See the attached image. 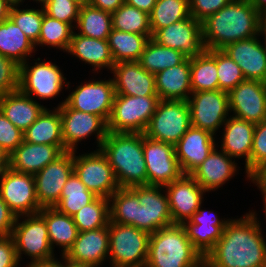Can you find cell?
<instances>
[{"instance_id": "1", "label": "cell", "mask_w": 266, "mask_h": 267, "mask_svg": "<svg viewBox=\"0 0 266 267\" xmlns=\"http://www.w3.org/2000/svg\"><path fill=\"white\" fill-rule=\"evenodd\" d=\"M255 212L230 219L214 248L204 257L206 267H265L266 242Z\"/></svg>"}, {"instance_id": "2", "label": "cell", "mask_w": 266, "mask_h": 267, "mask_svg": "<svg viewBox=\"0 0 266 267\" xmlns=\"http://www.w3.org/2000/svg\"><path fill=\"white\" fill-rule=\"evenodd\" d=\"M262 15L247 0H232L202 22L206 50L259 36Z\"/></svg>"}, {"instance_id": "3", "label": "cell", "mask_w": 266, "mask_h": 267, "mask_svg": "<svg viewBox=\"0 0 266 267\" xmlns=\"http://www.w3.org/2000/svg\"><path fill=\"white\" fill-rule=\"evenodd\" d=\"M120 188L147 185L143 133L108 132L100 147Z\"/></svg>"}, {"instance_id": "4", "label": "cell", "mask_w": 266, "mask_h": 267, "mask_svg": "<svg viewBox=\"0 0 266 267\" xmlns=\"http://www.w3.org/2000/svg\"><path fill=\"white\" fill-rule=\"evenodd\" d=\"M203 263L182 224H171L150 234L145 267H200Z\"/></svg>"}, {"instance_id": "5", "label": "cell", "mask_w": 266, "mask_h": 267, "mask_svg": "<svg viewBox=\"0 0 266 267\" xmlns=\"http://www.w3.org/2000/svg\"><path fill=\"white\" fill-rule=\"evenodd\" d=\"M159 101V96L116 94L107 121L108 132L144 133Z\"/></svg>"}, {"instance_id": "6", "label": "cell", "mask_w": 266, "mask_h": 267, "mask_svg": "<svg viewBox=\"0 0 266 267\" xmlns=\"http://www.w3.org/2000/svg\"><path fill=\"white\" fill-rule=\"evenodd\" d=\"M150 234L131 225L109 220L111 267H145Z\"/></svg>"}, {"instance_id": "7", "label": "cell", "mask_w": 266, "mask_h": 267, "mask_svg": "<svg viewBox=\"0 0 266 267\" xmlns=\"http://www.w3.org/2000/svg\"><path fill=\"white\" fill-rule=\"evenodd\" d=\"M190 127V107L187 101L160 100L144 135L175 145Z\"/></svg>"}, {"instance_id": "8", "label": "cell", "mask_w": 266, "mask_h": 267, "mask_svg": "<svg viewBox=\"0 0 266 267\" xmlns=\"http://www.w3.org/2000/svg\"><path fill=\"white\" fill-rule=\"evenodd\" d=\"M22 222L17 217L12 231L16 254L20 261L21 254L31 257L30 264L54 257L53 249L50 246L47 225L44 218L39 214L25 215ZM24 253H21V252Z\"/></svg>"}, {"instance_id": "9", "label": "cell", "mask_w": 266, "mask_h": 267, "mask_svg": "<svg viewBox=\"0 0 266 267\" xmlns=\"http://www.w3.org/2000/svg\"><path fill=\"white\" fill-rule=\"evenodd\" d=\"M73 151L74 172L89 191L96 196L110 198L120 188L113 168L100 149L76 156Z\"/></svg>"}, {"instance_id": "10", "label": "cell", "mask_w": 266, "mask_h": 267, "mask_svg": "<svg viewBox=\"0 0 266 267\" xmlns=\"http://www.w3.org/2000/svg\"><path fill=\"white\" fill-rule=\"evenodd\" d=\"M163 186L142 185L130 189L139 197L134 227L149 234L173 224L167 194H162Z\"/></svg>"}, {"instance_id": "11", "label": "cell", "mask_w": 266, "mask_h": 267, "mask_svg": "<svg viewBox=\"0 0 266 267\" xmlns=\"http://www.w3.org/2000/svg\"><path fill=\"white\" fill-rule=\"evenodd\" d=\"M0 197L16 217L36 214L42 209L36 197L34 175L31 174L10 168L1 172Z\"/></svg>"}, {"instance_id": "12", "label": "cell", "mask_w": 266, "mask_h": 267, "mask_svg": "<svg viewBox=\"0 0 266 267\" xmlns=\"http://www.w3.org/2000/svg\"><path fill=\"white\" fill-rule=\"evenodd\" d=\"M191 94L187 100L190 107L191 126L215 135L219 127L224 125L229 114L228 92L209 90Z\"/></svg>"}, {"instance_id": "13", "label": "cell", "mask_w": 266, "mask_h": 267, "mask_svg": "<svg viewBox=\"0 0 266 267\" xmlns=\"http://www.w3.org/2000/svg\"><path fill=\"white\" fill-rule=\"evenodd\" d=\"M65 151H75L77 143L92 133L97 134L100 149L108 134L107 122L100 116L72 109L65 101L59 104Z\"/></svg>"}, {"instance_id": "14", "label": "cell", "mask_w": 266, "mask_h": 267, "mask_svg": "<svg viewBox=\"0 0 266 267\" xmlns=\"http://www.w3.org/2000/svg\"><path fill=\"white\" fill-rule=\"evenodd\" d=\"M143 151L147 185L165 186L183 175L174 145L153 140L143 133Z\"/></svg>"}, {"instance_id": "15", "label": "cell", "mask_w": 266, "mask_h": 267, "mask_svg": "<svg viewBox=\"0 0 266 267\" xmlns=\"http://www.w3.org/2000/svg\"><path fill=\"white\" fill-rule=\"evenodd\" d=\"M73 172V151H65L34 175L36 197L42 208L55 206Z\"/></svg>"}, {"instance_id": "16", "label": "cell", "mask_w": 266, "mask_h": 267, "mask_svg": "<svg viewBox=\"0 0 266 267\" xmlns=\"http://www.w3.org/2000/svg\"><path fill=\"white\" fill-rule=\"evenodd\" d=\"M27 63L20 65L19 90L23 94L50 99L62 91L66 78L57 65L46 61L35 62L33 66Z\"/></svg>"}, {"instance_id": "17", "label": "cell", "mask_w": 266, "mask_h": 267, "mask_svg": "<svg viewBox=\"0 0 266 267\" xmlns=\"http://www.w3.org/2000/svg\"><path fill=\"white\" fill-rule=\"evenodd\" d=\"M116 92L113 79L88 81L79 85L65 102L72 108L81 112L90 113L109 120Z\"/></svg>"}, {"instance_id": "18", "label": "cell", "mask_w": 266, "mask_h": 267, "mask_svg": "<svg viewBox=\"0 0 266 267\" xmlns=\"http://www.w3.org/2000/svg\"><path fill=\"white\" fill-rule=\"evenodd\" d=\"M228 100L234 117L255 125L266 120V83L245 79L228 92Z\"/></svg>"}, {"instance_id": "19", "label": "cell", "mask_w": 266, "mask_h": 267, "mask_svg": "<svg viewBox=\"0 0 266 267\" xmlns=\"http://www.w3.org/2000/svg\"><path fill=\"white\" fill-rule=\"evenodd\" d=\"M152 39L162 46L179 50L188 58L198 56L205 50L202 23L192 16L158 29Z\"/></svg>"}, {"instance_id": "20", "label": "cell", "mask_w": 266, "mask_h": 267, "mask_svg": "<svg viewBox=\"0 0 266 267\" xmlns=\"http://www.w3.org/2000/svg\"><path fill=\"white\" fill-rule=\"evenodd\" d=\"M169 202L173 224H183L200 208L205 190L190 174L163 186Z\"/></svg>"}, {"instance_id": "21", "label": "cell", "mask_w": 266, "mask_h": 267, "mask_svg": "<svg viewBox=\"0 0 266 267\" xmlns=\"http://www.w3.org/2000/svg\"><path fill=\"white\" fill-rule=\"evenodd\" d=\"M257 37L230 43L221 50L237 63L246 80L266 83V51Z\"/></svg>"}, {"instance_id": "22", "label": "cell", "mask_w": 266, "mask_h": 267, "mask_svg": "<svg viewBox=\"0 0 266 267\" xmlns=\"http://www.w3.org/2000/svg\"><path fill=\"white\" fill-rule=\"evenodd\" d=\"M214 135L191 126L174 145L175 155L183 174H191L215 148Z\"/></svg>"}, {"instance_id": "23", "label": "cell", "mask_w": 266, "mask_h": 267, "mask_svg": "<svg viewBox=\"0 0 266 267\" xmlns=\"http://www.w3.org/2000/svg\"><path fill=\"white\" fill-rule=\"evenodd\" d=\"M113 81L118 95L158 96L155 75L143 69L139 61H122L113 66Z\"/></svg>"}, {"instance_id": "24", "label": "cell", "mask_w": 266, "mask_h": 267, "mask_svg": "<svg viewBox=\"0 0 266 267\" xmlns=\"http://www.w3.org/2000/svg\"><path fill=\"white\" fill-rule=\"evenodd\" d=\"M200 208L182 226L193 247L204 258L223 234L227 220L220 221L217 216Z\"/></svg>"}, {"instance_id": "25", "label": "cell", "mask_w": 266, "mask_h": 267, "mask_svg": "<svg viewBox=\"0 0 266 267\" xmlns=\"http://www.w3.org/2000/svg\"><path fill=\"white\" fill-rule=\"evenodd\" d=\"M76 263L99 266L109 256V223L103 228L79 232L72 247L64 255Z\"/></svg>"}, {"instance_id": "26", "label": "cell", "mask_w": 266, "mask_h": 267, "mask_svg": "<svg viewBox=\"0 0 266 267\" xmlns=\"http://www.w3.org/2000/svg\"><path fill=\"white\" fill-rule=\"evenodd\" d=\"M63 152L64 145L32 144L23 141L9 155V168L16 172L35 175Z\"/></svg>"}, {"instance_id": "27", "label": "cell", "mask_w": 266, "mask_h": 267, "mask_svg": "<svg viewBox=\"0 0 266 267\" xmlns=\"http://www.w3.org/2000/svg\"><path fill=\"white\" fill-rule=\"evenodd\" d=\"M224 151L215 148L208 157L190 174L206 191L220 188L229 181L237 171L235 161Z\"/></svg>"}, {"instance_id": "28", "label": "cell", "mask_w": 266, "mask_h": 267, "mask_svg": "<svg viewBox=\"0 0 266 267\" xmlns=\"http://www.w3.org/2000/svg\"><path fill=\"white\" fill-rule=\"evenodd\" d=\"M224 125L221 149L232 158H246L245 170L248 178L255 124L232 116Z\"/></svg>"}, {"instance_id": "29", "label": "cell", "mask_w": 266, "mask_h": 267, "mask_svg": "<svg viewBox=\"0 0 266 267\" xmlns=\"http://www.w3.org/2000/svg\"><path fill=\"white\" fill-rule=\"evenodd\" d=\"M190 58L155 74V87L160 100L187 101L192 93Z\"/></svg>"}, {"instance_id": "30", "label": "cell", "mask_w": 266, "mask_h": 267, "mask_svg": "<svg viewBox=\"0 0 266 267\" xmlns=\"http://www.w3.org/2000/svg\"><path fill=\"white\" fill-rule=\"evenodd\" d=\"M45 108L20 90L0 96L1 112L22 132L36 121Z\"/></svg>"}, {"instance_id": "31", "label": "cell", "mask_w": 266, "mask_h": 267, "mask_svg": "<svg viewBox=\"0 0 266 267\" xmlns=\"http://www.w3.org/2000/svg\"><path fill=\"white\" fill-rule=\"evenodd\" d=\"M67 52L94 66L95 71L103 67L112 71L115 65L107 40L87 37L74 31Z\"/></svg>"}, {"instance_id": "32", "label": "cell", "mask_w": 266, "mask_h": 267, "mask_svg": "<svg viewBox=\"0 0 266 267\" xmlns=\"http://www.w3.org/2000/svg\"><path fill=\"white\" fill-rule=\"evenodd\" d=\"M38 213L46 222L51 248L53 249L54 244L59 245L63 247L62 255H65L79 234L73 218L60 213L54 207H43Z\"/></svg>"}, {"instance_id": "33", "label": "cell", "mask_w": 266, "mask_h": 267, "mask_svg": "<svg viewBox=\"0 0 266 267\" xmlns=\"http://www.w3.org/2000/svg\"><path fill=\"white\" fill-rule=\"evenodd\" d=\"M23 138L32 144L64 145L59 107L54 111L45 108L23 132Z\"/></svg>"}, {"instance_id": "34", "label": "cell", "mask_w": 266, "mask_h": 267, "mask_svg": "<svg viewBox=\"0 0 266 267\" xmlns=\"http://www.w3.org/2000/svg\"><path fill=\"white\" fill-rule=\"evenodd\" d=\"M35 44L23 33L9 17L0 23V54L18 65L26 62Z\"/></svg>"}, {"instance_id": "35", "label": "cell", "mask_w": 266, "mask_h": 267, "mask_svg": "<svg viewBox=\"0 0 266 267\" xmlns=\"http://www.w3.org/2000/svg\"><path fill=\"white\" fill-rule=\"evenodd\" d=\"M192 92L219 90L217 76V49L204 50L190 58Z\"/></svg>"}, {"instance_id": "36", "label": "cell", "mask_w": 266, "mask_h": 267, "mask_svg": "<svg viewBox=\"0 0 266 267\" xmlns=\"http://www.w3.org/2000/svg\"><path fill=\"white\" fill-rule=\"evenodd\" d=\"M150 38L152 35H140L112 29L107 41L114 63L139 61Z\"/></svg>"}, {"instance_id": "37", "label": "cell", "mask_w": 266, "mask_h": 267, "mask_svg": "<svg viewBox=\"0 0 266 267\" xmlns=\"http://www.w3.org/2000/svg\"><path fill=\"white\" fill-rule=\"evenodd\" d=\"M75 28L80 29L77 34L107 40L112 31V13L103 11L84 1Z\"/></svg>"}, {"instance_id": "38", "label": "cell", "mask_w": 266, "mask_h": 267, "mask_svg": "<svg viewBox=\"0 0 266 267\" xmlns=\"http://www.w3.org/2000/svg\"><path fill=\"white\" fill-rule=\"evenodd\" d=\"M187 58L179 50L162 46L150 38L141 54L139 63L143 69L155 75L183 63Z\"/></svg>"}, {"instance_id": "39", "label": "cell", "mask_w": 266, "mask_h": 267, "mask_svg": "<svg viewBox=\"0 0 266 267\" xmlns=\"http://www.w3.org/2000/svg\"><path fill=\"white\" fill-rule=\"evenodd\" d=\"M97 196L87 189L84 183L73 172L63 187L59 201L54 208L60 213L73 216L82 207L91 203Z\"/></svg>"}, {"instance_id": "40", "label": "cell", "mask_w": 266, "mask_h": 267, "mask_svg": "<svg viewBox=\"0 0 266 267\" xmlns=\"http://www.w3.org/2000/svg\"><path fill=\"white\" fill-rule=\"evenodd\" d=\"M190 16L188 0H157L149 14L152 35L158 29L165 28Z\"/></svg>"}, {"instance_id": "41", "label": "cell", "mask_w": 266, "mask_h": 267, "mask_svg": "<svg viewBox=\"0 0 266 267\" xmlns=\"http://www.w3.org/2000/svg\"><path fill=\"white\" fill-rule=\"evenodd\" d=\"M109 199L97 196L72 216L79 232L96 230L108 225L110 220Z\"/></svg>"}, {"instance_id": "42", "label": "cell", "mask_w": 266, "mask_h": 267, "mask_svg": "<svg viewBox=\"0 0 266 267\" xmlns=\"http://www.w3.org/2000/svg\"><path fill=\"white\" fill-rule=\"evenodd\" d=\"M112 29L140 35H152L149 14L126 3L112 13Z\"/></svg>"}, {"instance_id": "43", "label": "cell", "mask_w": 266, "mask_h": 267, "mask_svg": "<svg viewBox=\"0 0 266 267\" xmlns=\"http://www.w3.org/2000/svg\"><path fill=\"white\" fill-rule=\"evenodd\" d=\"M110 221L134 226L139 197L130 188H119L109 198ZM112 202V204H111Z\"/></svg>"}, {"instance_id": "44", "label": "cell", "mask_w": 266, "mask_h": 267, "mask_svg": "<svg viewBox=\"0 0 266 267\" xmlns=\"http://www.w3.org/2000/svg\"><path fill=\"white\" fill-rule=\"evenodd\" d=\"M72 27L70 24L50 17L44 10L41 33L35 47L37 45H49L67 52L73 34Z\"/></svg>"}, {"instance_id": "45", "label": "cell", "mask_w": 266, "mask_h": 267, "mask_svg": "<svg viewBox=\"0 0 266 267\" xmlns=\"http://www.w3.org/2000/svg\"><path fill=\"white\" fill-rule=\"evenodd\" d=\"M44 9H18L11 7L9 18L19 26L23 33L34 43L38 42Z\"/></svg>"}, {"instance_id": "46", "label": "cell", "mask_w": 266, "mask_h": 267, "mask_svg": "<svg viewBox=\"0 0 266 267\" xmlns=\"http://www.w3.org/2000/svg\"><path fill=\"white\" fill-rule=\"evenodd\" d=\"M217 76L219 90L226 92L245 80L237 63L221 49H217Z\"/></svg>"}, {"instance_id": "47", "label": "cell", "mask_w": 266, "mask_h": 267, "mask_svg": "<svg viewBox=\"0 0 266 267\" xmlns=\"http://www.w3.org/2000/svg\"><path fill=\"white\" fill-rule=\"evenodd\" d=\"M85 0H54L45 8V13L61 22L72 25L77 23L81 5Z\"/></svg>"}, {"instance_id": "48", "label": "cell", "mask_w": 266, "mask_h": 267, "mask_svg": "<svg viewBox=\"0 0 266 267\" xmlns=\"http://www.w3.org/2000/svg\"><path fill=\"white\" fill-rule=\"evenodd\" d=\"M266 166V120L255 125L250 155V176Z\"/></svg>"}, {"instance_id": "49", "label": "cell", "mask_w": 266, "mask_h": 267, "mask_svg": "<svg viewBox=\"0 0 266 267\" xmlns=\"http://www.w3.org/2000/svg\"><path fill=\"white\" fill-rule=\"evenodd\" d=\"M20 65L0 54V96L19 90Z\"/></svg>"}, {"instance_id": "50", "label": "cell", "mask_w": 266, "mask_h": 267, "mask_svg": "<svg viewBox=\"0 0 266 267\" xmlns=\"http://www.w3.org/2000/svg\"><path fill=\"white\" fill-rule=\"evenodd\" d=\"M23 141V132L13 125L0 110V146L11 154Z\"/></svg>"}, {"instance_id": "51", "label": "cell", "mask_w": 266, "mask_h": 267, "mask_svg": "<svg viewBox=\"0 0 266 267\" xmlns=\"http://www.w3.org/2000/svg\"><path fill=\"white\" fill-rule=\"evenodd\" d=\"M231 1L232 0H190V15L202 23Z\"/></svg>"}, {"instance_id": "52", "label": "cell", "mask_w": 266, "mask_h": 267, "mask_svg": "<svg viewBox=\"0 0 266 267\" xmlns=\"http://www.w3.org/2000/svg\"><path fill=\"white\" fill-rule=\"evenodd\" d=\"M18 264L13 237H0V267H17Z\"/></svg>"}, {"instance_id": "53", "label": "cell", "mask_w": 266, "mask_h": 267, "mask_svg": "<svg viewBox=\"0 0 266 267\" xmlns=\"http://www.w3.org/2000/svg\"><path fill=\"white\" fill-rule=\"evenodd\" d=\"M16 219V215L0 197V237L12 235Z\"/></svg>"}, {"instance_id": "54", "label": "cell", "mask_w": 266, "mask_h": 267, "mask_svg": "<svg viewBox=\"0 0 266 267\" xmlns=\"http://www.w3.org/2000/svg\"><path fill=\"white\" fill-rule=\"evenodd\" d=\"M94 7L110 13L115 12L125 0H85Z\"/></svg>"}, {"instance_id": "55", "label": "cell", "mask_w": 266, "mask_h": 267, "mask_svg": "<svg viewBox=\"0 0 266 267\" xmlns=\"http://www.w3.org/2000/svg\"><path fill=\"white\" fill-rule=\"evenodd\" d=\"M248 179L257 183L256 185L260 188L263 197H266V166L258 169Z\"/></svg>"}, {"instance_id": "56", "label": "cell", "mask_w": 266, "mask_h": 267, "mask_svg": "<svg viewBox=\"0 0 266 267\" xmlns=\"http://www.w3.org/2000/svg\"><path fill=\"white\" fill-rule=\"evenodd\" d=\"M156 1L157 0H125V3L150 14Z\"/></svg>"}, {"instance_id": "57", "label": "cell", "mask_w": 266, "mask_h": 267, "mask_svg": "<svg viewBox=\"0 0 266 267\" xmlns=\"http://www.w3.org/2000/svg\"><path fill=\"white\" fill-rule=\"evenodd\" d=\"M62 258L64 261L63 263L53 257L50 259L37 261L33 264L28 265V267H68V259L64 255H62Z\"/></svg>"}, {"instance_id": "58", "label": "cell", "mask_w": 266, "mask_h": 267, "mask_svg": "<svg viewBox=\"0 0 266 267\" xmlns=\"http://www.w3.org/2000/svg\"><path fill=\"white\" fill-rule=\"evenodd\" d=\"M9 153L0 146V173L9 168Z\"/></svg>"}, {"instance_id": "59", "label": "cell", "mask_w": 266, "mask_h": 267, "mask_svg": "<svg viewBox=\"0 0 266 267\" xmlns=\"http://www.w3.org/2000/svg\"><path fill=\"white\" fill-rule=\"evenodd\" d=\"M11 6L5 1L0 0V23L9 17Z\"/></svg>"}, {"instance_id": "60", "label": "cell", "mask_w": 266, "mask_h": 267, "mask_svg": "<svg viewBox=\"0 0 266 267\" xmlns=\"http://www.w3.org/2000/svg\"><path fill=\"white\" fill-rule=\"evenodd\" d=\"M262 16H266V0H247Z\"/></svg>"}, {"instance_id": "61", "label": "cell", "mask_w": 266, "mask_h": 267, "mask_svg": "<svg viewBox=\"0 0 266 267\" xmlns=\"http://www.w3.org/2000/svg\"><path fill=\"white\" fill-rule=\"evenodd\" d=\"M258 33H259V35L263 33L264 36H265V38H264L265 39V42H264L265 44H264L263 47H264V49L266 51V16L262 17V20H261L260 25H259V32Z\"/></svg>"}, {"instance_id": "62", "label": "cell", "mask_w": 266, "mask_h": 267, "mask_svg": "<svg viewBox=\"0 0 266 267\" xmlns=\"http://www.w3.org/2000/svg\"><path fill=\"white\" fill-rule=\"evenodd\" d=\"M68 267H98V266H94L91 264H84V263H76L68 260Z\"/></svg>"}, {"instance_id": "63", "label": "cell", "mask_w": 266, "mask_h": 267, "mask_svg": "<svg viewBox=\"0 0 266 267\" xmlns=\"http://www.w3.org/2000/svg\"><path fill=\"white\" fill-rule=\"evenodd\" d=\"M11 7L19 6L23 0H5Z\"/></svg>"}, {"instance_id": "64", "label": "cell", "mask_w": 266, "mask_h": 267, "mask_svg": "<svg viewBox=\"0 0 266 267\" xmlns=\"http://www.w3.org/2000/svg\"><path fill=\"white\" fill-rule=\"evenodd\" d=\"M34 1H38V3H42L43 5L42 8L44 9L49 3L53 2L54 0H34Z\"/></svg>"}, {"instance_id": "65", "label": "cell", "mask_w": 266, "mask_h": 267, "mask_svg": "<svg viewBox=\"0 0 266 267\" xmlns=\"http://www.w3.org/2000/svg\"><path fill=\"white\" fill-rule=\"evenodd\" d=\"M264 198V211H265V215H266V197H263Z\"/></svg>"}, {"instance_id": "66", "label": "cell", "mask_w": 266, "mask_h": 267, "mask_svg": "<svg viewBox=\"0 0 266 267\" xmlns=\"http://www.w3.org/2000/svg\"><path fill=\"white\" fill-rule=\"evenodd\" d=\"M200 267H206L205 263H203Z\"/></svg>"}]
</instances>
